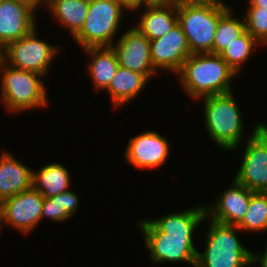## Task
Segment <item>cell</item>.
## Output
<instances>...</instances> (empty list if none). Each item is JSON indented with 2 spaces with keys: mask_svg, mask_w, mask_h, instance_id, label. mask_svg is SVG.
Returning a JSON list of instances; mask_svg holds the SVG:
<instances>
[{
  "mask_svg": "<svg viewBox=\"0 0 267 267\" xmlns=\"http://www.w3.org/2000/svg\"><path fill=\"white\" fill-rule=\"evenodd\" d=\"M207 218L203 204L158 219L139 220L137 226L144 235L151 261L156 264L185 261L196 267L198 250L194 247L193 235Z\"/></svg>",
  "mask_w": 267,
  "mask_h": 267,
  "instance_id": "6da1fadb",
  "label": "cell"
},
{
  "mask_svg": "<svg viewBox=\"0 0 267 267\" xmlns=\"http://www.w3.org/2000/svg\"><path fill=\"white\" fill-rule=\"evenodd\" d=\"M182 89L192 99L232 92V80L237 75L221 58L212 53L191 54L177 73Z\"/></svg>",
  "mask_w": 267,
  "mask_h": 267,
  "instance_id": "7a4b0ae2",
  "label": "cell"
},
{
  "mask_svg": "<svg viewBox=\"0 0 267 267\" xmlns=\"http://www.w3.org/2000/svg\"><path fill=\"white\" fill-rule=\"evenodd\" d=\"M0 75V99L8 112L20 113L48 106L46 87L41 74L11 67L1 59Z\"/></svg>",
  "mask_w": 267,
  "mask_h": 267,
  "instance_id": "3957f363",
  "label": "cell"
},
{
  "mask_svg": "<svg viewBox=\"0 0 267 267\" xmlns=\"http://www.w3.org/2000/svg\"><path fill=\"white\" fill-rule=\"evenodd\" d=\"M207 133L214 143L226 151L239 147L244 125L233 92L202 98Z\"/></svg>",
  "mask_w": 267,
  "mask_h": 267,
  "instance_id": "277c9868",
  "label": "cell"
},
{
  "mask_svg": "<svg viewBox=\"0 0 267 267\" xmlns=\"http://www.w3.org/2000/svg\"><path fill=\"white\" fill-rule=\"evenodd\" d=\"M204 253H197L196 267H250L252 252L237 237V226L210 218Z\"/></svg>",
  "mask_w": 267,
  "mask_h": 267,
  "instance_id": "5b68a950",
  "label": "cell"
},
{
  "mask_svg": "<svg viewBox=\"0 0 267 267\" xmlns=\"http://www.w3.org/2000/svg\"><path fill=\"white\" fill-rule=\"evenodd\" d=\"M124 10L131 12L121 0L89 1L85 23L74 40L82 48L112 46Z\"/></svg>",
  "mask_w": 267,
  "mask_h": 267,
  "instance_id": "8992f818",
  "label": "cell"
},
{
  "mask_svg": "<svg viewBox=\"0 0 267 267\" xmlns=\"http://www.w3.org/2000/svg\"><path fill=\"white\" fill-rule=\"evenodd\" d=\"M229 9L228 5L177 6L178 24L192 54H213L217 24Z\"/></svg>",
  "mask_w": 267,
  "mask_h": 267,
  "instance_id": "52a82bcc",
  "label": "cell"
},
{
  "mask_svg": "<svg viewBox=\"0 0 267 267\" xmlns=\"http://www.w3.org/2000/svg\"><path fill=\"white\" fill-rule=\"evenodd\" d=\"M36 32L35 27L24 37L9 43L2 50V60L11 67L45 76L59 48L39 40Z\"/></svg>",
  "mask_w": 267,
  "mask_h": 267,
  "instance_id": "ba28073f",
  "label": "cell"
},
{
  "mask_svg": "<svg viewBox=\"0 0 267 267\" xmlns=\"http://www.w3.org/2000/svg\"><path fill=\"white\" fill-rule=\"evenodd\" d=\"M246 139L243 161L234 180L253 192H267V125L259 122Z\"/></svg>",
  "mask_w": 267,
  "mask_h": 267,
  "instance_id": "9c48e42d",
  "label": "cell"
},
{
  "mask_svg": "<svg viewBox=\"0 0 267 267\" xmlns=\"http://www.w3.org/2000/svg\"><path fill=\"white\" fill-rule=\"evenodd\" d=\"M44 197L33 187L2 202L3 224L29 234L41 222Z\"/></svg>",
  "mask_w": 267,
  "mask_h": 267,
  "instance_id": "30bf717a",
  "label": "cell"
},
{
  "mask_svg": "<svg viewBox=\"0 0 267 267\" xmlns=\"http://www.w3.org/2000/svg\"><path fill=\"white\" fill-rule=\"evenodd\" d=\"M112 45L121 67L141 73L148 79L156 74L151 59L150 40L135 27L127 29Z\"/></svg>",
  "mask_w": 267,
  "mask_h": 267,
  "instance_id": "8fae6325",
  "label": "cell"
},
{
  "mask_svg": "<svg viewBox=\"0 0 267 267\" xmlns=\"http://www.w3.org/2000/svg\"><path fill=\"white\" fill-rule=\"evenodd\" d=\"M168 142L158 132L146 131L129 140L124 158L139 169L162 167L170 155Z\"/></svg>",
  "mask_w": 267,
  "mask_h": 267,
  "instance_id": "7c38bea8",
  "label": "cell"
},
{
  "mask_svg": "<svg viewBox=\"0 0 267 267\" xmlns=\"http://www.w3.org/2000/svg\"><path fill=\"white\" fill-rule=\"evenodd\" d=\"M154 68L177 74L192 54L180 25L177 24L161 38L150 40Z\"/></svg>",
  "mask_w": 267,
  "mask_h": 267,
  "instance_id": "4fadbf2b",
  "label": "cell"
},
{
  "mask_svg": "<svg viewBox=\"0 0 267 267\" xmlns=\"http://www.w3.org/2000/svg\"><path fill=\"white\" fill-rule=\"evenodd\" d=\"M35 10L17 0L0 2V49L24 37L36 26Z\"/></svg>",
  "mask_w": 267,
  "mask_h": 267,
  "instance_id": "5bb4252c",
  "label": "cell"
},
{
  "mask_svg": "<svg viewBox=\"0 0 267 267\" xmlns=\"http://www.w3.org/2000/svg\"><path fill=\"white\" fill-rule=\"evenodd\" d=\"M230 188L225 189L213 205H206V215L220 223L237 226L249 208L253 191L232 180Z\"/></svg>",
  "mask_w": 267,
  "mask_h": 267,
  "instance_id": "9a60e30c",
  "label": "cell"
},
{
  "mask_svg": "<svg viewBox=\"0 0 267 267\" xmlns=\"http://www.w3.org/2000/svg\"><path fill=\"white\" fill-rule=\"evenodd\" d=\"M135 28L149 40L164 36L178 24L177 5L169 0H154L146 5Z\"/></svg>",
  "mask_w": 267,
  "mask_h": 267,
  "instance_id": "2e32d148",
  "label": "cell"
},
{
  "mask_svg": "<svg viewBox=\"0 0 267 267\" xmlns=\"http://www.w3.org/2000/svg\"><path fill=\"white\" fill-rule=\"evenodd\" d=\"M32 169L18 161L12 153L0 155V201L32 187Z\"/></svg>",
  "mask_w": 267,
  "mask_h": 267,
  "instance_id": "e0dca14e",
  "label": "cell"
},
{
  "mask_svg": "<svg viewBox=\"0 0 267 267\" xmlns=\"http://www.w3.org/2000/svg\"><path fill=\"white\" fill-rule=\"evenodd\" d=\"M148 81L145 75L119 66L106 92L108 91L115 108L122 107L121 105L136 98L146 88Z\"/></svg>",
  "mask_w": 267,
  "mask_h": 267,
  "instance_id": "ac0fdd59",
  "label": "cell"
},
{
  "mask_svg": "<svg viewBox=\"0 0 267 267\" xmlns=\"http://www.w3.org/2000/svg\"><path fill=\"white\" fill-rule=\"evenodd\" d=\"M91 56L88 63V72L94 87L98 90H106L115 75L119 64L117 55L112 46L87 47L83 49Z\"/></svg>",
  "mask_w": 267,
  "mask_h": 267,
  "instance_id": "d6986e66",
  "label": "cell"
},
{
  "mask_svg": "<svg viewBox=\"0 0 267 267\" xmlns=\"http://www.w3.org/2000/svg\"><path fill=\"white\" fill-rule=\"evenodd\" d=\"M70 186L69 171L61 163L51 162L39 171H32V187L45 198L66 192Z\"/></svg>",
  "mask_w": 267,
  "mask_h": 267,
  "instance_id": "ffe728a7",
  "label": "cell"
},
{
  "mask_svg": "<svg viewBox=\"0 0 267 267\" xmlns=\"http://www.w3.org/2000/svg\"><path fill=\"white\" fill-rule=\"evenodd\" d=\"M62 26L69 29L74 37L83 27L88 14L89 1L86 0H47L46 6Z\"/></svg>",
  "mask_w": 267,
  "mask_h": 267,
  "instance_id": "44dd1931",
  "label": "cell"
},
{
  "mask_svg": "<svg viewBox=\"0 0 267 267\" xmlns=\"http://www.w3.org/2000/svg\"><path fill=\"white\" fill-rule=\"evenodd\" d=\"M79 199L78 195L68 190L50 198H45L41 212V221L49 218L55 222H64L70 219L77 211Z\"/></svg>",
  "mask_w": 267,
  "mask_h": 267,
  "instance_id": "7402d4cb",
  "label": "cell"
},
{
  "mask_svg": "<svg viewBox=\"0 0 267 267\" xmlns=\"http://www.w3.org/2000/svg\"><path fill=\"white\" fill-rule=\"evenodd\" d=\"M231 8L219 19L213 42V54L220 55L246 29L244 19L233 18Z\"/></svg>",
  "mask_w": 267,
  "mask_h": 267,
  "instance_id": "603a6c76",
  "label": "cell"
},
{
  "mask_svg": "<svg viewBox=\"0 0 267 267\" xmlns=\"http://www.w3.org/2000/svg\"><path fill=\"white\" fill-rule=\"evenodd\" d=\"M241 231H267V192H253L249 208L237 225Z\"/></svg>",
  "mask_w": 267,
  "mask_h": 267,
  "instance_id": "cb8c5ba5",
  "label": "cell"
},
{
  "mask_svg": "<svg viewBox=\"0 0 267 267\" xmlns=\"http://www.w3.org/2000/svg\"><path fill=\"white\" fill-rule=\"evenodd\" d=\"M257 45L261 44L245 30L220 56L238 75Z\"/></svg>",
  "mask_w": 267,
  "mask_h": 267,
  "instance_id": "d4e9b609",
  "label": "cell"
},
{
  "mask_svg": "<svg viewBox=\"0 0 267 267\" xmlns=\"http://www.w3.org/2000/svg\"><path fill=\"white\" fill-rule=\"evenodd\" d=\"M242 15L246 31L261 45L267 44V10L262 7H248Z\"/></svg>",
  "mask_w": 267,
  "mask_h": 267,
  "instance_id": "484cf974",
  "label": "cell"
},
{
  "mask_svg": "<svg viewBox=\"0 0 267 267\" xmlns=\"http://www.w3.org/2000/svg\"><path fill=\"white\" fill-rule=\"evenodd\" d=\"M177 6L226 5L222 0H169Z\"/></svg>",
  "mask_w": 267,
  "mask_h": 267,
  "instance_id": "4316f807",
  "label": "cell"
},
{
  "mask_svg": "<svg viewBox=\"0 0 267 267\" xmlns=\"http://www.w3.org/2000/svg\"><path fill=\"white\" fill-rule=\"evenodd\" d=\"M130 10L138 11L143 5H146L154 0H121Z\"/></svg>",
  "mask_w": 267,
  "mask_h": 267,
  "instance_id": "83f0119b",
  "label": "cell"
},
{
  "mask_svg": "<svg viewBox=\"0 0 267 267\" xmlns=\"http://www.w3.org/2000/svg\"><path fill=\"white\" fill-rule=\"evenodd\" d=\"M259 263L260 267H267V243H266V247H265V252L261 254H259V256L257 254L252 253V264L256 265Z\"/></svg>",
  "mask_w": 267,
  "mask_h": 267,
  "instance_id": "f1b7e54d",
  "label": "cell"
},
{
  "mask_svg": "<svg viewBox=\"0 0 267 267\" xmlns=\"http://www.w3.org/2000/svg\"><path fill=\"white\" fill-rule=\"evenodd\" d=\"M19 2H23L29 6H31L34 10L38 9L39 6L42 4V5H45L46 6V1L47 0H17ZM44 3V4H43ZM38 7V8H37Z\"/></svg>",
  "mask_w": 267,
  "mask_h": 267,
  "instance_id": "f546056e",
  "label": "cell"
},
{
  "mask_svg": "<svg viewBox=\"0 0 267 267\" xmlns=\"http://www.w3.org/2000/svg\"><path fill=\"white\" fill-rule=\"evenodd\" d=\"M248 7H262L267 10V0H249Z\"/></svg>",
  "mask_w": 267,
  "mask_h": 267,
  "instance_id": "4dcf8cb0",
  "label": "cell"
},
{
  "mask_svg": "<svg viewBox=\"0 0 267 267\" xmlns=\"http://www.w3.org/2000/svg\"><path fill=\"white\" fill-rule=\"evenodd\" d=\"M3 217H2V201H0V230L2 229Z\"/></svg>",
  "mask_w": 267,
  "mask_h": 267,
  "instance_id": "1f68e13d",
  "label": "cell"
},
{
  "mask_svg": "<svg viewBox=\"0 0 267 267\" xmlns=\"http://www.w3.org/2000/svg\"><path fill=\"white\" fill-rule=\"evenodd\" d=\"M2 59V50L0 49V60Z\"/></svg>",
  "mask_w": 267,
  "mask_h": 267,
  "instance_id": "d6a6232c",
  "label": "cell"
}]
</instances>
